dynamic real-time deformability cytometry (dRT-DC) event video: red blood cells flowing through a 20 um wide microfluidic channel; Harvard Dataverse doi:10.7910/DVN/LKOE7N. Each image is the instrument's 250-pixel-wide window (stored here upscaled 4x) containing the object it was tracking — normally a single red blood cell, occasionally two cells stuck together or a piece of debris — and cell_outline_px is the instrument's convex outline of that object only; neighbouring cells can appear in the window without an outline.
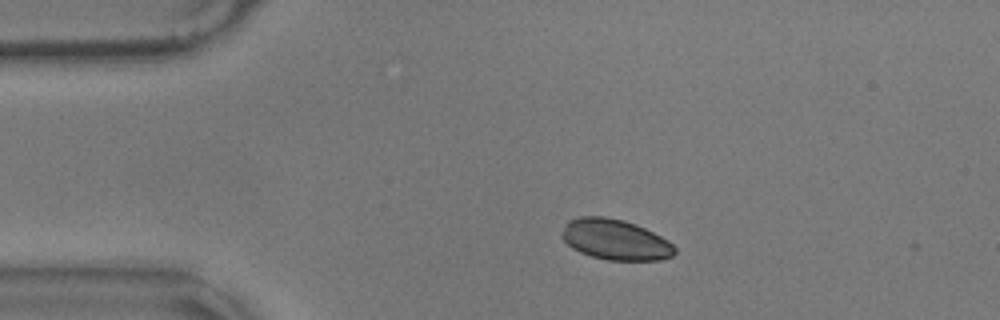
{"species": "common noctule bat (a hibernating species)", "species_latin": "Nyctalus noctula", "temperature_condition": "warm", "stored_images_in_passage": 7, "camera_frame_rate_fps": 3000, "um_per_image_px": 0.085, "animal": {"sex": "male", "body_mass_g": 17.9}, "frame": {"image": 1, "passage_image": 1, "time_ms": 0.0, "image_size_px": [1000, 320], "cell_outline_px": [[676, 252], [672, 256], [660, 260], [608, 260], [592, 256], [580, 252], [572, 248], [560, 236], [564, 224], [568, 220], [580, 216], [604, 216], [624, 220], [636, 224], [668, 240], [676, 248]], "centroid_in_image_um": [52.28, 20.36], "position_along_channel_um": 32.7, "area_um2": 26.76}}